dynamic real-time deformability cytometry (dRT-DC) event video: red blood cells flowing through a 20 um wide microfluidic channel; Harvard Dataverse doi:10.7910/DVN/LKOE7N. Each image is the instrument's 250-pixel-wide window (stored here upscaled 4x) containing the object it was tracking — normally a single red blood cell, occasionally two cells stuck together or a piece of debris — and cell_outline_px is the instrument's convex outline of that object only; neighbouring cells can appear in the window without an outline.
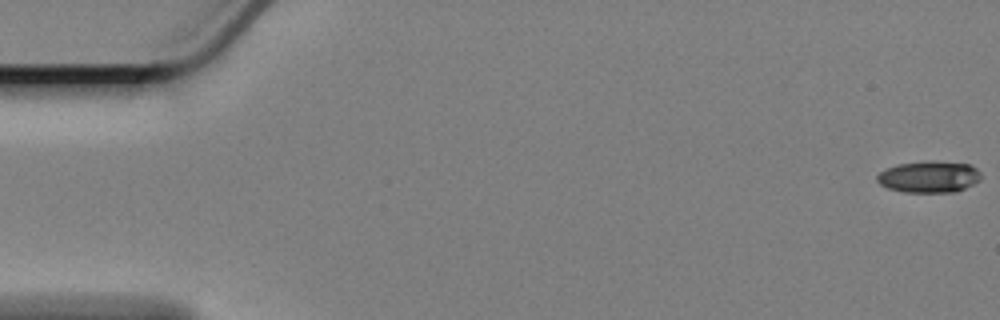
{"species": "Egyptian fruit bat (a non-hibernating species)", "species_latin": "Rousettus aegyptiacus", "temperature_condition": "cold", "stored_images_in_passage": 60, "camera_frame_rate_fps": 3000, "um_per_image_px": 0.085, "animal": {"sex": "female"}, "frame": {"image": 1, "passage_image": 1, "time_ms": 0.0, "image_size_px": [1000, 320], "cell_outline_px": [[980, 180], [956, 192], [904, 192], [888, 188], [880, 184], [876, 180], [876, 176], [884, 168], [896, 164], [968, 164], [976, 168], [980, 172]], "centroid_in_image_um": [78.92, 15.08], "position_along_channel_um": 6.1, "area_um2": 18.21}}
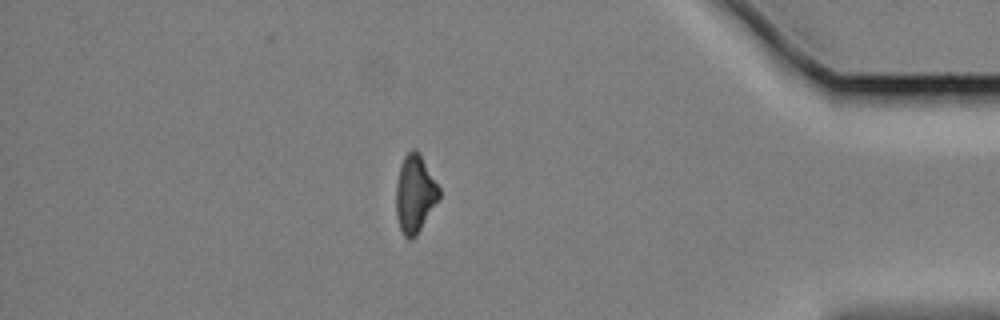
{"frame": {"image": 2, "passage_image": 52, "time_ms": 17.0, "image_size_px": [1000, 320], "cell_outline_px": [[440, 200], [416, 236], [408, 240], [404, 236], [400, 228], [396, 216], [396, 184], [400, 168], [404, 156], [412, 148], [416, 148], [420, 152], [440, 188]], "centroid_in_image_um": [35.29, 16.48], "position_along_channel_um": 399.9, "area_um2": 19.83}}
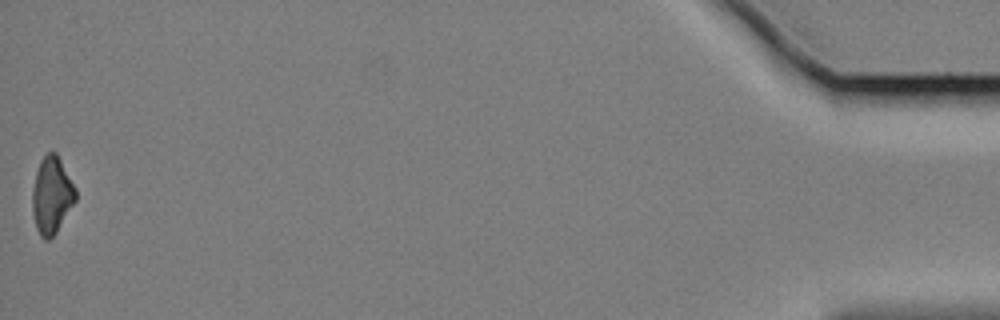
{"frame": {"image": 3, "passage_image": 60, "time_ms": 19.667, "image_size_px": [1000, 320], "cell_outline_px": [[76, 200], [56, 232], [48, 240], [44, 240], [40, 236], [36, 228], [32, 212], [32, 192], [36, 172], [40, 160], [48, 152], [56, 152], [76, 188]], "centroid_in_image_um": [4.39, 16.6], "position_along_channel_um": 430.8, "area_um2": 19.31}}